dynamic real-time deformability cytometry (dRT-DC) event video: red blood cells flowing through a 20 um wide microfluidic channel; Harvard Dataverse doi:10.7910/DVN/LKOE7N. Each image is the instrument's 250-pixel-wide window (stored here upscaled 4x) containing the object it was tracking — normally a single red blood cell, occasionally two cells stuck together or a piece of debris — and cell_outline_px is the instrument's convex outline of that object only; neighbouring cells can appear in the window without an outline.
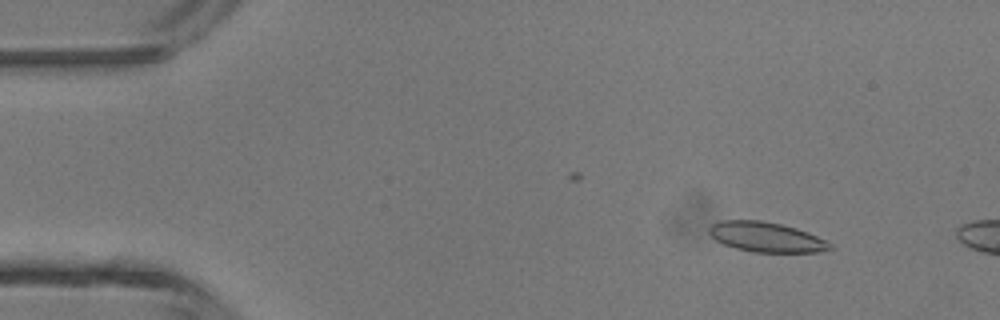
{"species": "common noctule bat (a hibernating species)", "species_latin": "Nyctalus noctula", "temperature_condition": "room temperature", "stored_images_in_passage": 3, "camera_frame_rate_fps": 3000, "um_per_image_px": 0.085, "animal": {"sex": "male", "body_mass_g": 13.3}, "frame": {"image": 1, "passage_image": 1, "time_ms": 0.0, "image_size_px": [1000, 320], "cell_outline_px": [[836, 248], [820, 252], [752, 252], [736, 248], [724, 244], [716, 240], [708, 232], [708, 228], [712, 224], [720, 220], [760, 220], [780, 224], [796, 228], [808, 232], [832, 244]], "centroid_in_image_um": [65.14, 20.15], "position_along_channel_um": 19.9, "area_um2": 21.1}}